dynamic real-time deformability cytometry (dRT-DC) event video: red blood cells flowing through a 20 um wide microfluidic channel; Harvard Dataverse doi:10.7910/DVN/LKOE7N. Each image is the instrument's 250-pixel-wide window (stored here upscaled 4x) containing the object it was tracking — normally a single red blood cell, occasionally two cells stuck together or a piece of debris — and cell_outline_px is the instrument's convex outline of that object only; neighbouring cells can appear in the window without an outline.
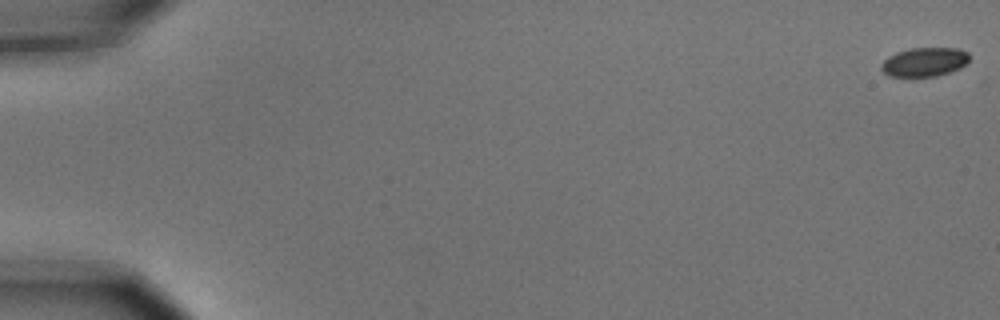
{"species": "common noctule bat (a hibernating species)", "species_latin": "Nyctalus noctula", "temperature_condition": "cold", "stored_images_in_passage": 10, "camera_frame_rate_fps": 3000, "um_per_image_px": 0.085, "animal": {"sex": "male", "body_mass_g": 15.6}, "frame": {"image": 1, "passage_image": 1, "time_ms": 0.0, "image_size_px": [1000, 320], "cell_outline_px": [[968, 60], [960, 68], [936, 76], [888, 76], [880, 68], [880, 64], [888, 56], [896, 52], [912, 48], [960, 48], [968, 52]], "centroid_in_image_um": [78.55, 5.26], "position_along_channel_um": 6.4, "area_um2": 14.8}}
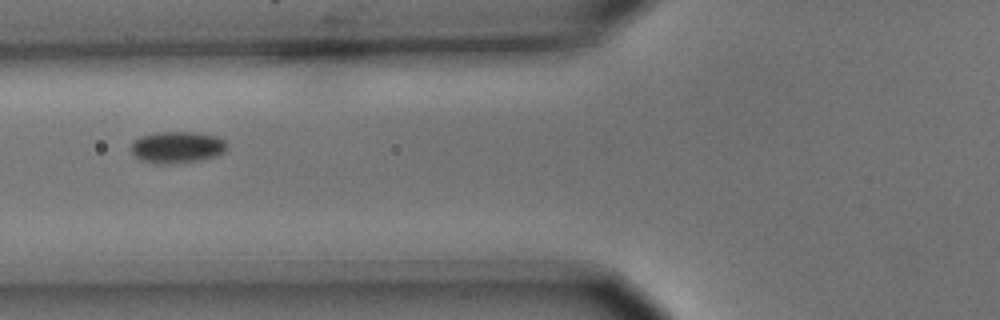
{"frame": {"image": 2, "passage_image": 7, "time_ms": 2.0, "image_size_px": [1000, 320], "cell_outline_px": [[228, 148], [224, 152], [216, 156], [196, 160], [160, 164], [140, 160], [132, 152], [132, 140], [140, 136], [156, 132], [200, 132], [216, 136], [224, 140], [228, 144]], "centroid_in_image_um": [15.07, 12.49], "position_along_channel_um": 110.7, "area_um2": 17.63}}
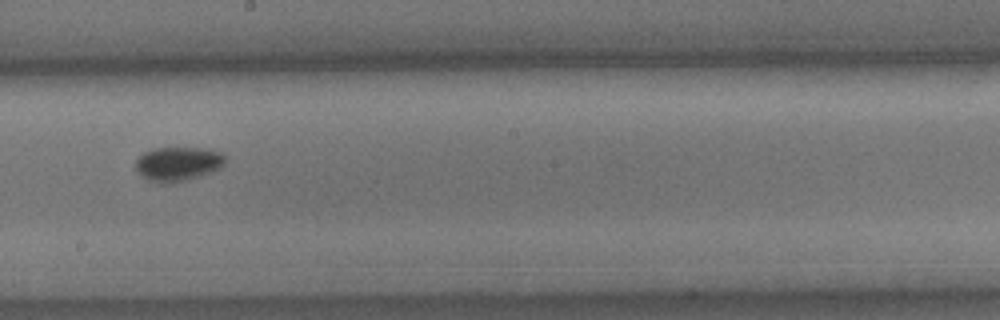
{"frame": {"image": 3, "passage_image": 10, "time_ms": 3.0, "image_size_px": [1000, 320], "cell_outline_px": [[228, 156], [224, 164], [220, 168], [212, 172], [200, 176], [172, 184], [160, 184], [148, 180], [140, 176], [136, 168], [136, 160], [144, 152], [152, 148], [200, 148], [220, 152]], "centroid_in_image_um": [15.13, 13.95], "position_along_channel_um": 233.1, "area_um2": 18.15}}